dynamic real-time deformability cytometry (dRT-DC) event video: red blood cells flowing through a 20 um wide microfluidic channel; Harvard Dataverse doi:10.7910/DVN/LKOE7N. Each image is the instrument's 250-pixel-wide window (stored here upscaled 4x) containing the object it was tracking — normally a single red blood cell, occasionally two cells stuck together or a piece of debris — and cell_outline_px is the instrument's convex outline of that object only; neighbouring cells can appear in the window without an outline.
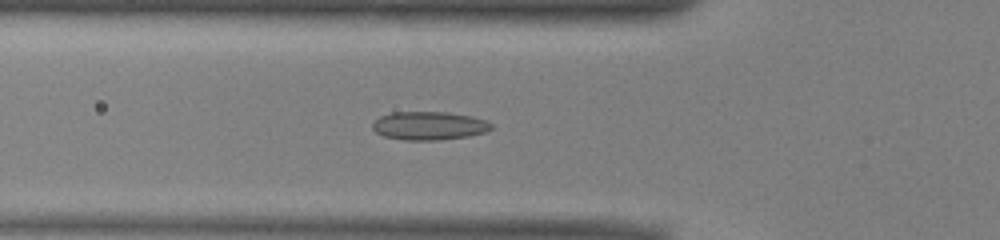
{"species": "common noctule bat (a hibernating species)", "species_latin": "Nyctalus noctula", "temperature_condition": "warm", "stored_images_in_passage": 51, "camera_frame_rate_fps": 3000, "um_per_image_px": 0.085, "animal": {"sex": "male", "body_mass_g": 13.0, "forearm_length_mm": 53.1}, "frame": {"image": 1, "passage_image": 17, "time_ms": 5.333, "image_size_px": [1000, 240], "cell_outline_px": [[492, 128], [488, 132], [468, 136], [440, 140], [404, 140], [384, 136], [376, 132], [372, 128], [372, 124], [380, 116], [392, 112], [444, 112], [472, 116], [488, 120], [492, 124]], "centroid_in_image_um": [36.5, 10.69], "position_along_channel_um": 89.3, "area_um2": 19.77}}
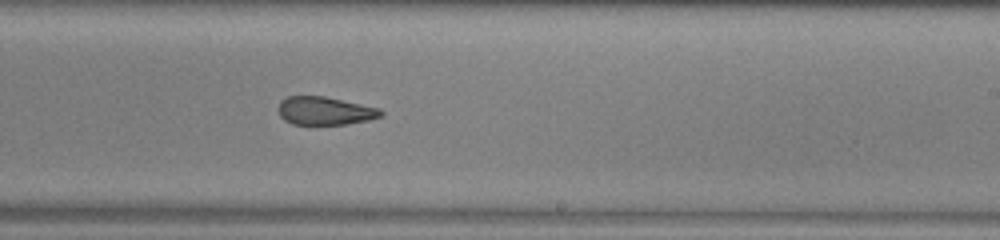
{"frame": {"image": 2, "passage_image": 30, "time_ms": 9.667, "image_size_px": [1000, 240], "cell_outline_px": [[384, 116], [368, 120], [344, 124], [292, 124], [284, 120], [280, 116], [280, 100], [288, 96], [324, 96], [380, 108], [384, 112]], "centroid_in_image_um": [27.65, 9.42], "position_along_channel_um": 261.4, "area_um2": 16.76}}
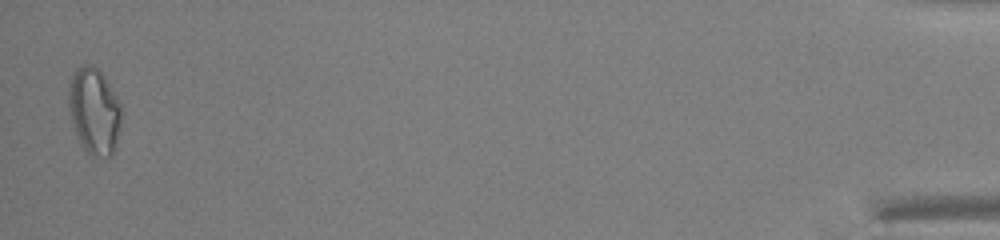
{"frame": {"image": 3, "passage_image": 50, "time_ms": 16.333, "image_size_px": [1000, 240], "cell_outline_px": [[120, 128], [112, 156], [92, 156], [84, 152], [72, 128], [68, 112], [68, 88], [72, 76], [76, 68], [84, 64], [92, 64], [104, 76], [116, 96], [120, 104]], "centroid_in_image_um": [7.96, 9.46], "position_along_channel_um": 427.2, "area_um2": 26.88}, "authors_computed_cell_mechanics": {"area_um2": 19.363, "velocity_mm_per_s": 3.9705, "shape_relaxation_time_tau1_ms": null, "shape_relaxation_time_tau2_ms": 2.9371, "deformation_change_tau1": null, "deformation_change_tau2": 0.0985}}